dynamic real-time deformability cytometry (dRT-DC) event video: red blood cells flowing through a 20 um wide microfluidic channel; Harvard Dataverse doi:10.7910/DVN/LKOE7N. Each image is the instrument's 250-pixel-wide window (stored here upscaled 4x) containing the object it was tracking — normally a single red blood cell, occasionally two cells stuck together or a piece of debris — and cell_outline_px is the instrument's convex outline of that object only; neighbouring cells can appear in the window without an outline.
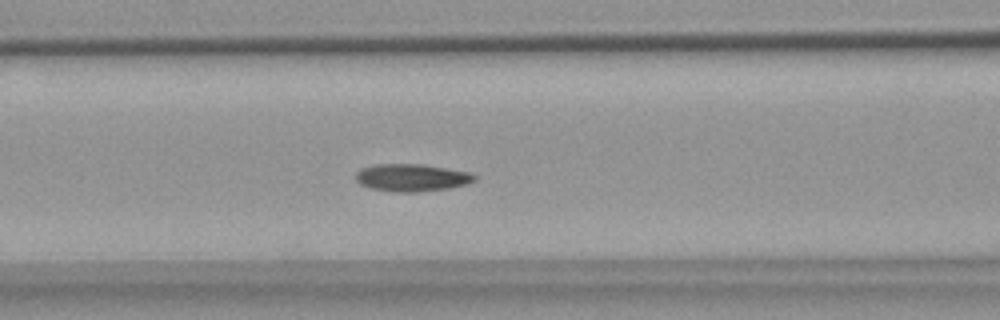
{"species": "common noctule bat (a hibernating species)", "species_latin": "Nyctalus noctula", "temperature_condition": "warm", "stored_images_in_passage": 30, "camera_frame_rate_fps": 3000, "um_per_image_px": 0.085, "animal": {"sex": "female", "body_mass_g": 18.4}, "frame": {"image": 1, "passage_image": 6, "time_ms": 1.667, "image_size_px": [1000, 320], "cell_outline_px": [[476, 180], [468, 184], [448, 188], [416, 192], [392, 192], [368, 188], [360, 184], [356, 180], [356, 172], [360, 168], [376, 164], [424, 164], [472, 172], [476, 176]], "centroid_in_image_um": [35.0, 15.09], "position_along_channel_um": 131.6, "area_um2": 19.31}}
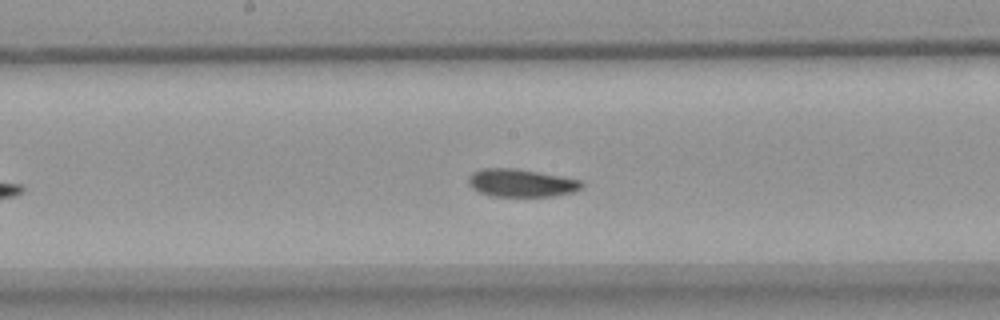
{"frame": {"image": 2, "passage_image": 12, "time_ms": 3.667, "image_size_px": [1000, 320], "cell_outline_px": [[584, 188], [572, 192], [552, 196], [492, 196], [480, 192], [472, 188], [468, 184], [468, 176], [472, 172], [480, 168], [516, 168], [540, 172], [584, 180]], "centroid_in_image_um": [44.32, 15.54], "position_along_channel_um": 203.9, "area_um2": 18.67}}
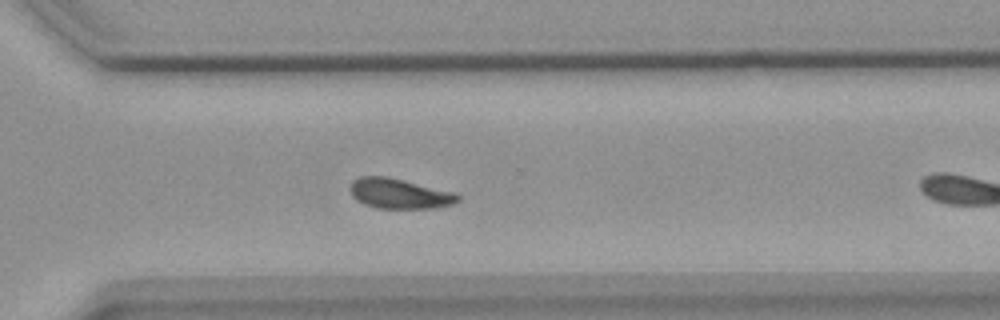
{"frame": {"image": 3, "passage_image": 19, "time_ms": 6.0, "image_size_px": [1000, 320], "cell_outline_px": [[460, 200], [452, 204], [436, 208], [376, 208], [364, 204], [352, 196], [348, 188], [348, 184], [352, 180], [360, 176], [384, 176], [456, 192], [460, 196]], "centroid_in_image_um": [33.92, 16.45], "position_along_channel_um": 336.7, "area_um2": 19.02}}